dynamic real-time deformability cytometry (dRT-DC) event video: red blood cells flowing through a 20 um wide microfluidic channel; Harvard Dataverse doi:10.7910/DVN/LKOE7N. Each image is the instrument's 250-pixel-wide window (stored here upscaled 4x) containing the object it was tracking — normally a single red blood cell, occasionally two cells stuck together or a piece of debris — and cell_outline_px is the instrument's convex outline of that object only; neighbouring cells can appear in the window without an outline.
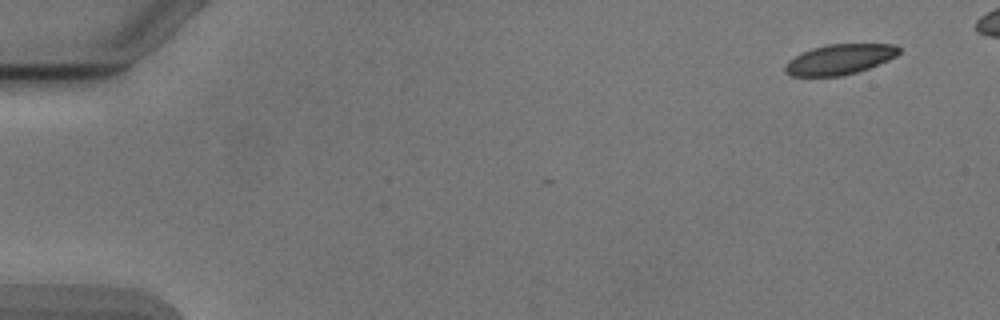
{"species": "Egyptian fruit bat (a non-hibernating species)", "species_latin": "Rousettus aegyptiacus", "temperature_condition": "cold", "stored_images_in_passage": 5, "camera_frame_rate_fps": 3000, "um_per_image_px": 0.085, "animal": {"sex": "male"}, "frame": {"image": 1, "passage_image": 1, "time_ms": 0.0, "image_size_px": [1000, 320], "cell_outline_px": [[900, 52], [896, 56], [888, 60], [868, 68], [856, 72], [840, 76], [792, 76], [784, 72], [784, 68], [788, 60], [812, 48], [828, 44], [892, 44], [900, 48]], "centroid_in_image_um": [71.36, 5.05], "position_along_channel_um": 13.6, "area_um2": 19.88}}